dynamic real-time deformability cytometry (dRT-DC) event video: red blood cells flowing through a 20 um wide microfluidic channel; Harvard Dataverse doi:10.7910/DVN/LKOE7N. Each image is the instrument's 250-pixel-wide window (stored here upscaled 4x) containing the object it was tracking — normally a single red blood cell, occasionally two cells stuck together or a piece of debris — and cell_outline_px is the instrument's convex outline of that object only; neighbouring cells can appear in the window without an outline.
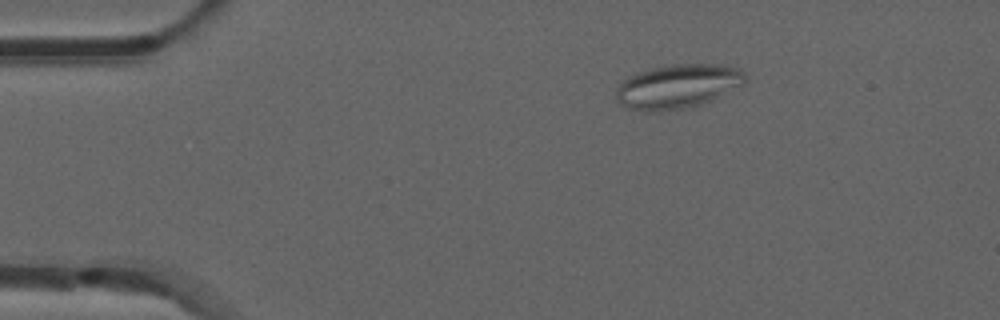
{"species": "common noctule bat (a hibernating species)", "species_latin": "Nyctalus noctula", "temperature_condition": "room temperature", "stored_images_in_passage": 44, "camera_frame_rate_fps": 3000, "um_per_image_px": 0.085, "animal": {"sex": "male", "forearm_length_mm": 52.5}, "frame": {"image": 1, "passage_image": 1, "time_ms": 0.0, "image_size_px": [1000, 320], "cell_outline_px": [[748, 80], [744, 84], [700, 104], [684, 108], [660, 112], [644, 112], [628, 108], [620, 104], [616, 100], [616, 88], [628, 76], [636, 72], [652, 68], [676, 64], [716, 64], [740, 68], [748, 76]], "centroid_in_image_um": [57.58, 7.34], "position_along_channel_um": 27.4, "area_um2": 33.29}}
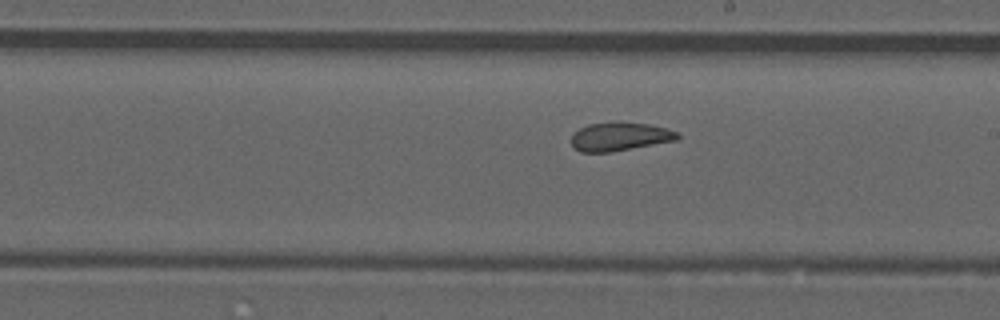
{"frame": {"image": 2, "passage_image": 22, "time_ms": 7.0, "image_size_px": [1000, 320], "cell_outline_px": [[680, 136], [676, 140], [612, 152], [580, 152], [572, 144], [572, 136], [580, 128], [588, 124], [648, 124], [668, 128], [680, 132]], "centroid_in_image_um": [52.73, 11.64], "position_along_channel_um": 236.3, "area_um2": 17.05}}
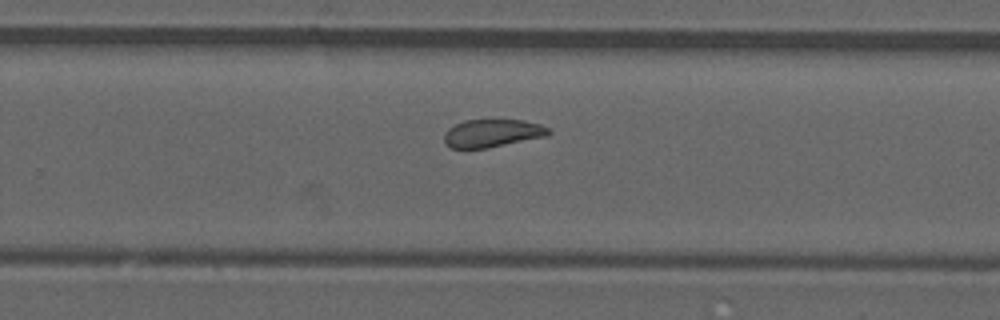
{"frame": {"image": 3, "passage_image": 26, "time_ms": 8.333, "image_size_px": [1000, 320], "cell_outline_px": [[552, 132], [548, 136], [488, 148], [452, 148], [444, 144], [444, 132], [448, 128], [464, 120], [524, 120], [540, 124], [552, 128]], "centroid_in_image_um": [41.88, 11.32], "position_along_channel_um": 287.9, "area_um2": 17.22}, "authors_computed_cell_mechanics": {"area_um2": 18.5827, "velocity_mm_per_s": 3.8951, "shape_relaxation_time_tau1_ms": null, "shape_relaxation_time_tau2_ms": 1.7316, "deformation_change_tau1": null, "deformation_change_tau2": 0.0824}}